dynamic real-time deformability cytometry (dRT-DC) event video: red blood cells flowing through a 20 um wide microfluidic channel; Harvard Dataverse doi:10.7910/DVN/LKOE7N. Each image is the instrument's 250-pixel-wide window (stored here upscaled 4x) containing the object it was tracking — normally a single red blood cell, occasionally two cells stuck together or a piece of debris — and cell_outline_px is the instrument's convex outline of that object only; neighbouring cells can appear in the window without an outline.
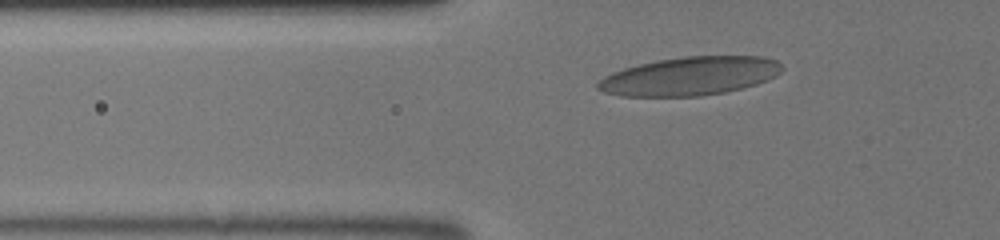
{"species": "human", "species_latin": "Homo sapiens", "temperature_condition": "room temperature", "stored_images_in_passage": 32, "segment_of_instrument_passage": [1, 2], "camera_frame_rate_fps": 3000, "um_per_image_px": 0.085, "donor": {"sex": "male"}, "frame": {"image": 1, "passage_image": 3, "time_ms": 0.667, "image_size_px": [1000, 240], "cell_outline_px": [[784, 68], [776, 76], [768, 80], [756, 84], [724, 92], [700, 96], [620, 96], [604, 92], [596, 88], [596, 84], [604, 76], [612, 72], [624, 68], [656, 60], [684, 56], [764, 56], [776, 60]], "centroid_in_image_um": [58.64, 6.46], "position_along_channel_um": 67.2, "area_um2": 41.38}}
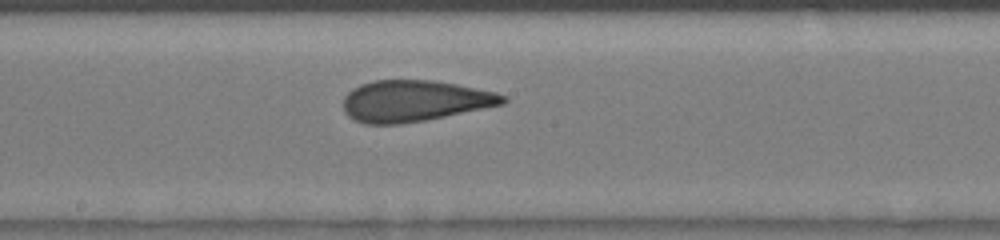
{"frame": {"image": 2, "passage_image": 13, "time_ms": 4.0, "image_size_px": [1000, 240], "cell_outline_px": [[508, 100], [504, 104], [424, 120], [400, 124], [364, 124], [352, 120], [344, 112], [344, 96], [352, 88], [360, 84], [372, 80], [432, 80], [456, 84], [496, 92], [508, 96]], "centroid_in_image_um": [35.2, 8.57], "position_along_channel_um": 213.0, "area_um2": 38.49}}
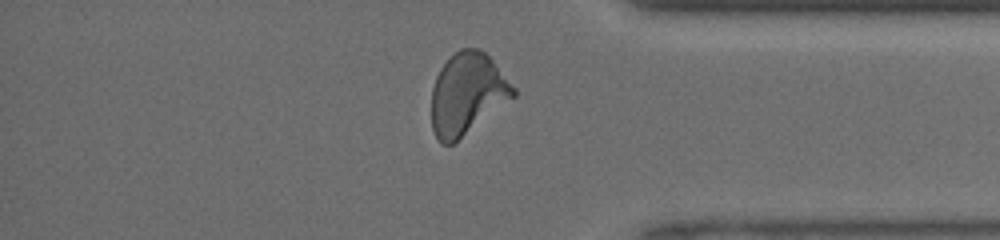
{"frame": {"image": 3, "passage_image": 25, "time_ms": 8.0, "image_size_px": [1000, 240], "cell_outline_px": [[516, 96], [452, 144], [440, 144], [432, 128], [432, 88], [436, 76], [440, 68], [460, 48], [480, 48], [492, 60], [516, 88]], "centroid_in_image_um": [39.72, 7.97], "position_along_channel_um": 395.5, "area_um2": 38.55}}